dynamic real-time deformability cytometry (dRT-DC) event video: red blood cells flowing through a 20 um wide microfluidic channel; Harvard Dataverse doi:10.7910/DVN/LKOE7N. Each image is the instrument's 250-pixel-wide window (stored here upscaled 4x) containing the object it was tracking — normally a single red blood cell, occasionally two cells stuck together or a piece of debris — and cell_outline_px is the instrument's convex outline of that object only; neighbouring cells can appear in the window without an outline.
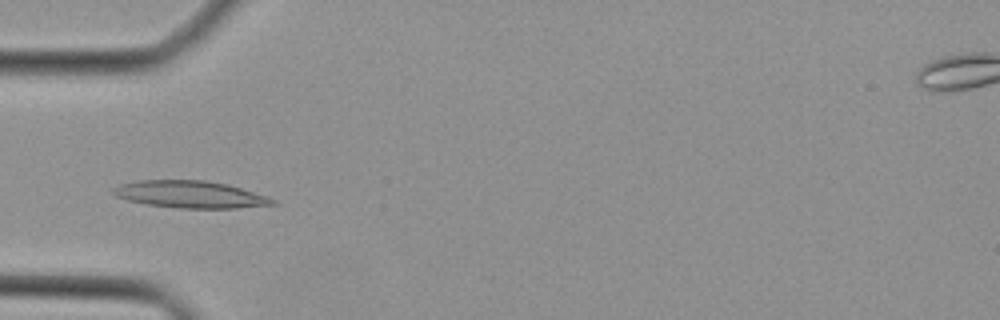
{"species": "Egyptian fruit bat (a non-hibernating species)", "species_latin": "Rousettus aegyptiacus", "temperature_condition": "cold", "stored_images_in_passage": 31, "camera_frame_rate_fps": 3000, "um_per_image_px": 0.085, "animal": {"sex": "female"}, "frame": {"image": 1, "passage_image": 1, "time_ms": 0.0, "image_size_px": [1000, 320], "cell_outline_px": [[280, 204], [236, 208], [180, 208], [144, 204], [128, 200], [116, 196], [108, 192], [112, 188], [120, 184], [140, 180], [204, 180], [228, 184], [268, 196], [276, 200]], "centroid_in_image_um": [16.17, 16.52], "position_along_channel_um": 68.8, "area_um2": 25.43}}
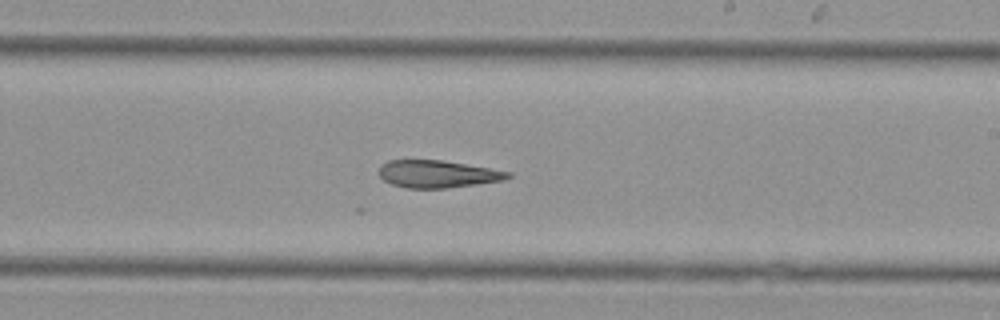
{"frame": {"image": 2, "passage_image": 13, "time_ms": 4.0, "image_size_px": [1000, 320], "cell_outline_px": [[512, 176], [504, 180], [476, 184], [444, 188], [408, 188], [392, 184], [384, 180], [380, 176], [380, 164], [388, 160], [440, 160], [512, 172]], "centroid_in_image_um": [37.18, 14.79], "position_along_channel_um": 251.8, "area_um2": 20.35}}
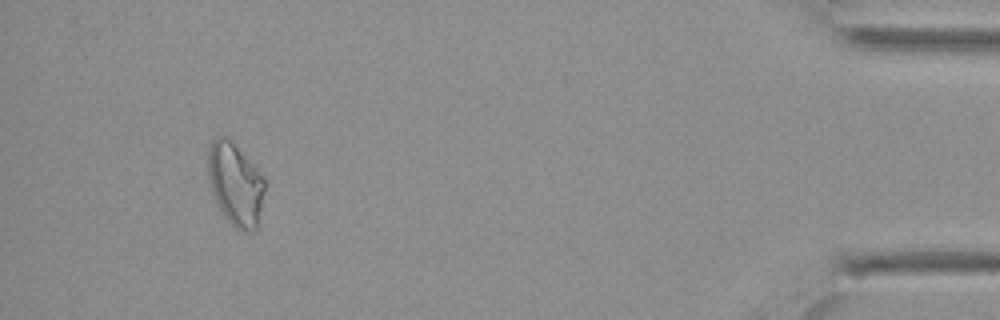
{"frame": {"image": 3, "passage_image": 28, "time_ms": 9.0, "image_size_px": [1000, 320], "cell_outline_px": [[264, 192], [256, 232], [248, 232], [236, 228], [224, 216], [212, 192], [208, 176], [208, 152], [212, 140], [220, 136], [224, 136], [264, 176]], "centroid_in_image_um": [20.01, 15.7], "position_along_channel_um": 415.2, "area_um2": 26.65}}